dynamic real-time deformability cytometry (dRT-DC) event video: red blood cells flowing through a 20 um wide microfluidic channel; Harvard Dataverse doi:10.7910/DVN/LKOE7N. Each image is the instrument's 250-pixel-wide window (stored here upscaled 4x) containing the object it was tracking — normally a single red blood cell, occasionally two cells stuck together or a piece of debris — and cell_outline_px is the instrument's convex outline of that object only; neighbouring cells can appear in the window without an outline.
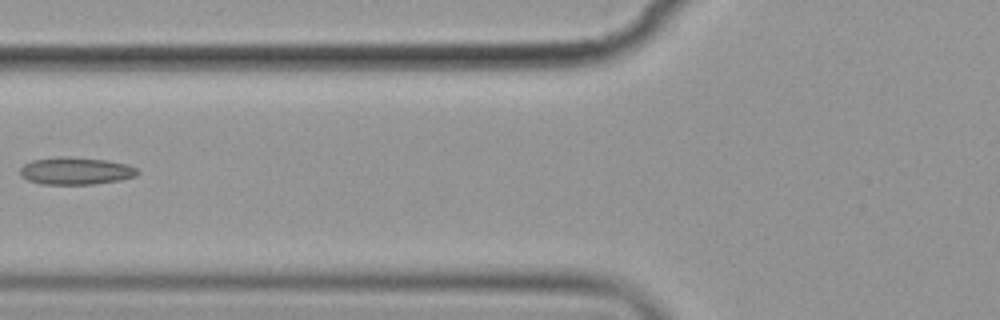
{"species": "common noctule bat (a hibernating species)", "species_latin": "Nyctalus noctula", "temperature_condition": "cold", "stored_images_in_passage": 8, "camera_frame_rate_fps": 3000, "um_per_image_px": 0.085, "animal": {"sex": "female", "body_mass_g": 19.9}, "frame": {"image": 1, "passage_image": 7, "time_ms": 7.333, "image_size_px": [1000, 320], "cell_outline_px": [[140, 172], [136, 176], [120, 180], [92, 184], [40, 184], [28, 180], [20, 176], [20, 168], [24, 164], [32, 160], [60, 156], [68, 156], [108, 160], [128, 164], [136, 168]], "centroid_in_image_um": [6.44, 14.52], "position_along_channel_um": 119.4, "area_um2": 18.9}}
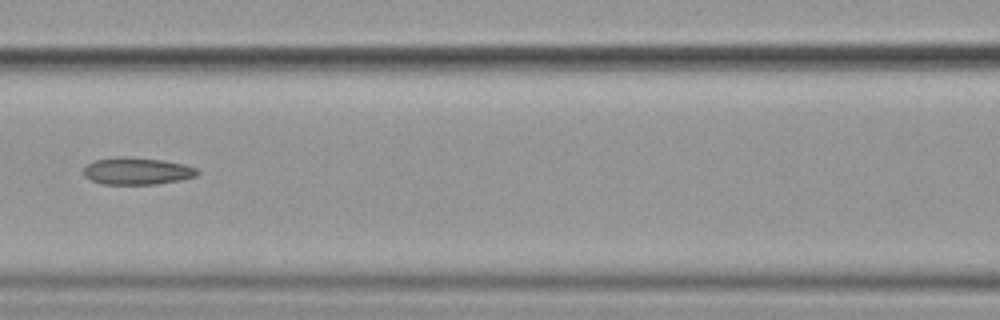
{"frame": {"image": 2, "passage_image": 8, "time_ms": 8.333, "image_size_px": [1000, 320], "cell_outline_px": [[200, 172], [196, 176], [180, 180], [156, 184], [104, 184], [92, 180], [84, 176], [84, 168], [88, 164], [96, 160], [116, 156], [128, 156], [164, 160], [184, 164], [196, 168]], "centroid_in_image_um": [11.67, 14.53], "position_along_channel_um": 154.9, "area_um2": 18.03}}